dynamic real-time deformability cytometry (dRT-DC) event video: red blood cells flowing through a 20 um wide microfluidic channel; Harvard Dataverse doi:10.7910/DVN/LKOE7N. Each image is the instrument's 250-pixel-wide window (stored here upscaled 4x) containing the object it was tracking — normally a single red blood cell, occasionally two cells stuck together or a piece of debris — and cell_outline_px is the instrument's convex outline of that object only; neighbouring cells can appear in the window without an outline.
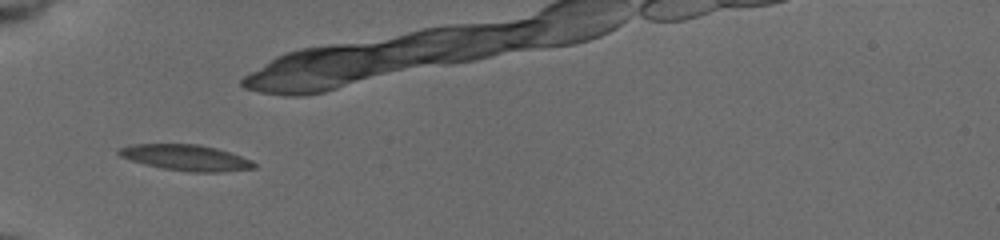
{"species": "common noctule bat (a hibernating species)", "species_latin": "Nyctalus noctula", "temperature_condition": "cold", "stored_images_in_passage": 37, "camera_frame_rate_fps": 3000, "um_per_image_px": 0.085, "animal": {"sex": "female", "body_mass_g": 19.5, "forearm_length_mm": 54.1}, "frame": {"image": 1, "passage_image": 1, "time_ms": 0.0, "image_size_px": [1000, 240], "cell_outline_px": [[256, 168], [220, 172], [192, 172], [164, 168], [144, 164], [120, 156], [116, 152], [116, 148], [132, 144], [200, 144], [216, 148], [252, 160], [256, 164]], "centroid_in_image_um": [15.78, 13.39], "position_along_channel_um": 69.2, "area_um2": 20.35}}
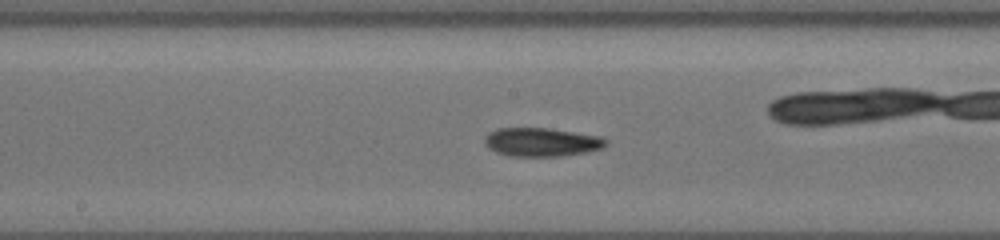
{"frame": {"image": 2, "passage_image": 12, "time_ms": 3.667, "image_size_px": [1000, 240], "cell_outline_px": [[608, 144], [600, 148], [588, 152], [564, 156], [508, 156], [496, 152], [488, 148], [484, 144], [484, 136], [488, 132], [500, 128], [552, 128], [600, 136], [608, 140]], "centroid_in_image_um": [46.02, 12.07], "position_along_channel_um": 202.2, "area_um2": 20.52}}
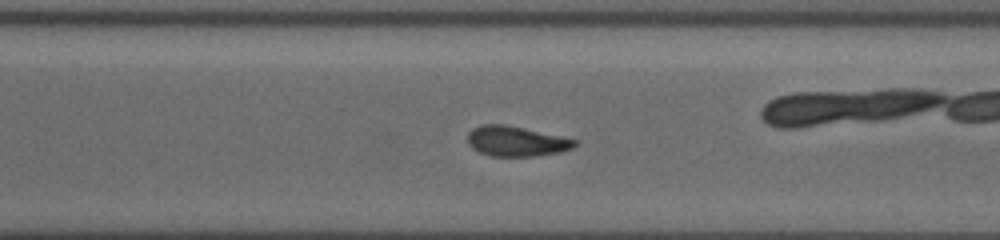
{"frame": {"image": 3, "passage_image": 22, "time_ms": 7.0, "image_size_px": [1000, 240], "cell_outline_px": [[580, 140], [572, 148], [560, 152], [532, 156], [492, 156], [480, 152], [472, 148], [468, 144], [468, 132], [472, 128], [484, 124], [504, 124]], "centroid_in_image_um": [43.87, 12.0], "position_along_channel_um": 326.7, "area_um2": 18.73}}